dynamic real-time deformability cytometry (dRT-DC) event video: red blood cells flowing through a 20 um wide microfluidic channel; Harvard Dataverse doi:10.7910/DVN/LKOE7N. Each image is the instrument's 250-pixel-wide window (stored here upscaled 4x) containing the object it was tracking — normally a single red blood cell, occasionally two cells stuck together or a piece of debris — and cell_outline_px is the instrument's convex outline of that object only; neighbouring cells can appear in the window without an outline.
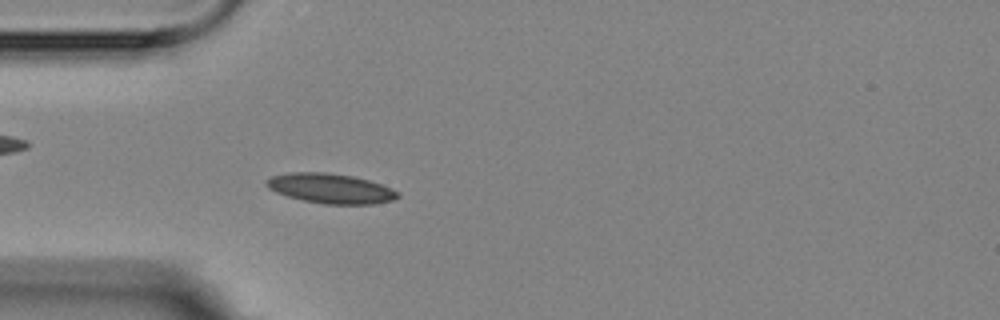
{"species": "Egyptian fruit bat (a non-hibernating species)", "species_latin": "Rousettus aegyptiacus", "temperature_condition": "room temperature", "stored_images_in_passage": 4, "camera_frame_rate_fps": 3000, "um_per_image_px": 0.085, "animal": {"sex": "female"}, "frame": {"image": 1, "passage_image": 4, "time_ms": 4.333, "image_size_px": [1000, 320], "cell_outline_px": [[400, 196], [392, 200], [372, 204], [324, 204], [304, 200], [288, 196], [276, 192], [268, 188], [264, 184], [264, 180], [272, 176], [288, 172], [324, 172], [352, 176], [368, 180], [392, 188], [400, 192]], "centroid_in_image_um": [28.08, 16.01], "position_along_channel_um": 56.9, "area_um2": 22.83}}